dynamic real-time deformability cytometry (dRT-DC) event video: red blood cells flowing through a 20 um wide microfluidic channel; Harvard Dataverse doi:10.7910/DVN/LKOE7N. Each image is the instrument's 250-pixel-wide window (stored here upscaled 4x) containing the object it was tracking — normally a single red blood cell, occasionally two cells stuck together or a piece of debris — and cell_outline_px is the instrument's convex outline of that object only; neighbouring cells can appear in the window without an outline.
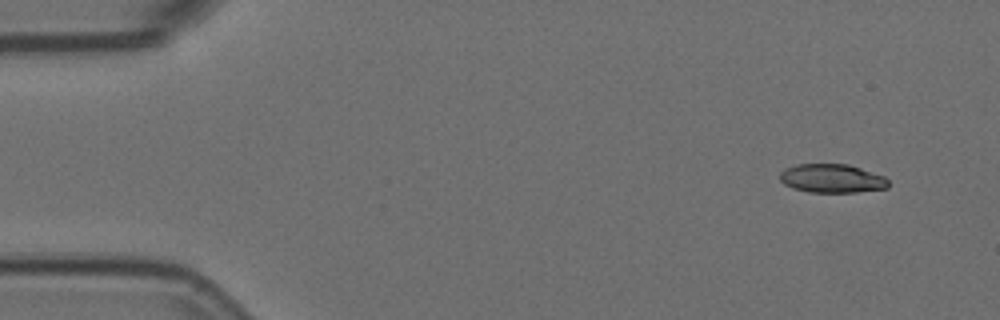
{"species": "Egyptian fruit bat (a non-hibernating species)", "species_latin": "Rousettus aegyptiacus", "temperature_condition": "room temperature", "stored_images_in_passage": 5, "camera_frame_rate_fps": 3000, "um_per_image_px": 0.085, "animal": {"sex": "female"}, "frame": {"image": 1, "passage_image": 1, "time_ms": 0.0, "image_size_px": [1000, 320], "cell_outline_px": [[888, 188], [856, 192], [808, 192], [792, 188], [784, 184], [780, 180], [780, 172], [784, 168], [796, 164], [848, 164], [884, 176], [888, 180]], "centroid_in_image_um": [70.69, 15.16], "position_along_channel_um": 14.3, "area_um2": 18.21}}
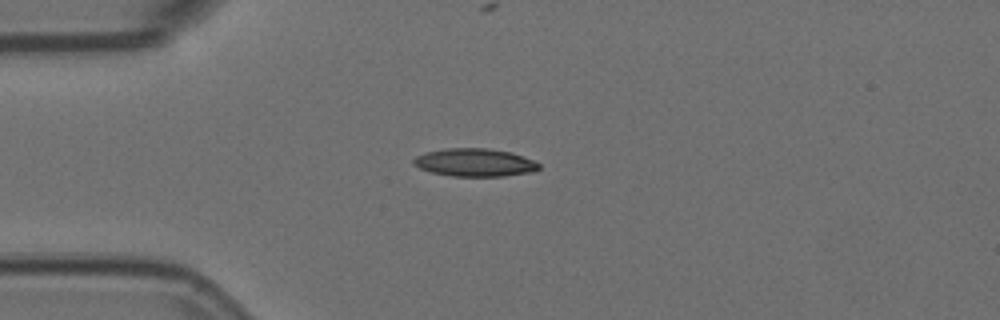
{"frame": {"image": 2, "passage_image": 4, "time_ms": 1.0, "image_size_px": [1000, 320], "cell_outline_px": [[540, 168], [532, 172], [504, 176], [452, 176], [432, 172], [420, 168], [412, 164], [412, 160], [416, 156], [424, 152], [444, 148], [488, 148], [512, 152], [536, 160], [540, 164]], "centroid_in_image_um": [40.37, 13.8], "position_along_channel_um": 44.6, "area_um2": 20.69}}
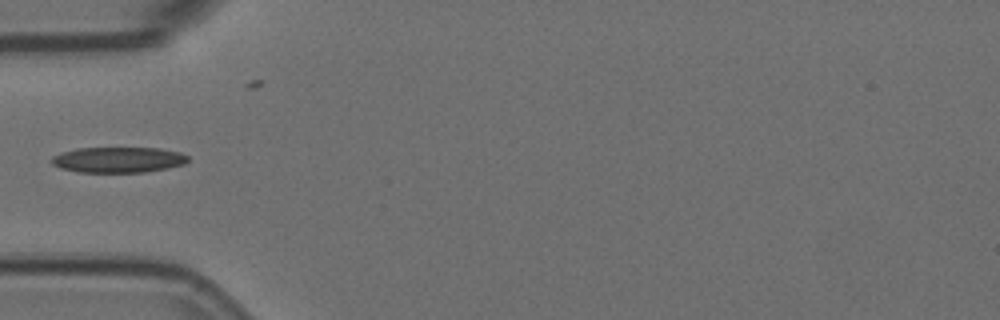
{"frame": {"image": 3, "passage_image": 5, "time_ms": 1.333, "image_size_px": [1000, 320], "cell_outline_px": [[188, 160], [184, 164], [168, 168], [144, 172], [80, 172], [60, 168], [52, 164], [52, 156], [60, 152], [76, 148], [160, 148], [180, 152], [188, 156]], "centroid_in_image_um": [10.04, 13.57], "position_along_channel_um": 75.0, "area_um2": 20.4}}